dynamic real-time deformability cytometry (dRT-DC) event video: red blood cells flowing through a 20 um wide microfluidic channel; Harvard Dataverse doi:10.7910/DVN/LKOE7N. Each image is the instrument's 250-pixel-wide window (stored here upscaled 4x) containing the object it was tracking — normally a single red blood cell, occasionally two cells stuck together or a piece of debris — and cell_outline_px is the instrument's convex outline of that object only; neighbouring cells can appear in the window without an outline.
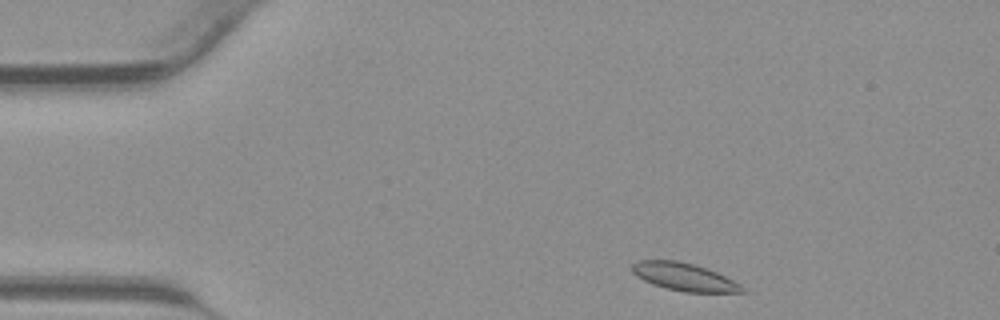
{"species": "common noctule bat (a hibernating species)", "species_latin": "Nyctalus noctula", "temperature_condition": "warm", "stored_images_in_passage": 37, "camera_frame_rate_fps": 3000, "um_per_image_px": 0.085, "animal": {"sex": "male", "body_mass_g": 23.1, "forearm_length_mm": 52.7}, "frame": {"image": 1, "passage_image": 1, "time_ms": 0.0, "image_size_px": [1000, 320], "cell_outline_px": [[748, 292], [684, 292], [652, 284], [636, 276], [632, 272], [632, 264], [636, 260], [676, 260], [692, 264], [716, 272], [740, 284]], "centroid_in_image_um": [58.12, 23.53], "position_along_channel_um": 26.9, "area_um2": 17.57}}
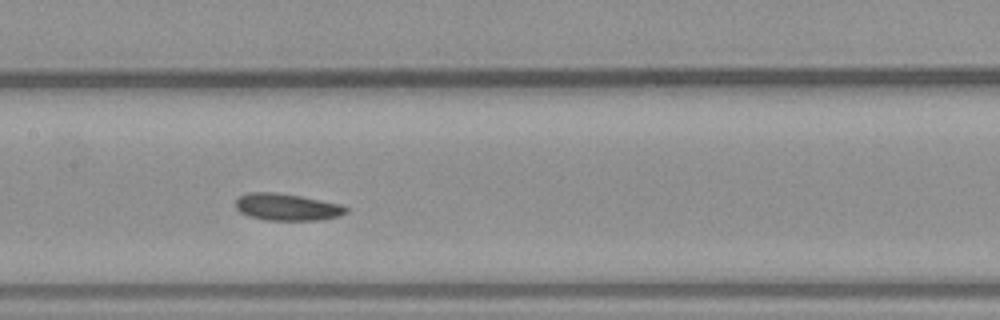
{"frame": {"image": 2, "passage_image": 15, "time_ms": 4.667, "image_size_px": [1000, 320], "cell_outline_px": [[348, 212], [340, 216], [320, 220], [268, 220], [248, 216], [240, 212], [236, 208], [236, 200], [240, 196], [248, 192], [272, 192], [300, 196], [344, 204], [348, 208]], "centroid_in_image_um": [24.44, 17.6], "position_along_channel_um": 183.0, "area_um2": 17.46}}
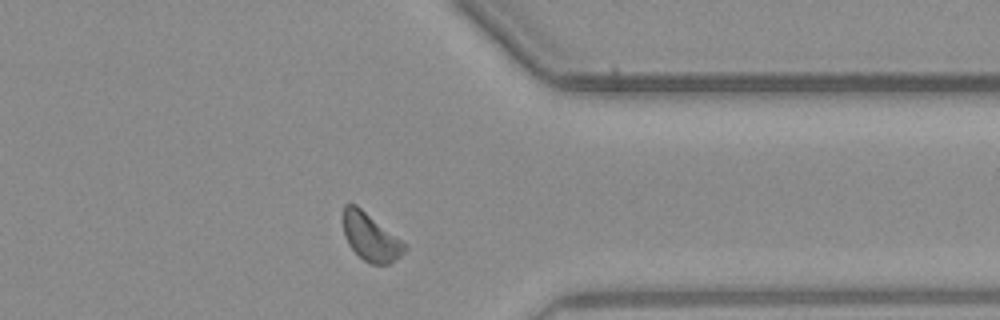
{"frame": {"image": 3, "passage_image": 28, "time_ms": 9.0, "image_size_px": [1000, 320], "cell_outline_px": [[408, 248], [400, 256], [388, 264], [372, 264], [364, 260], [348, 244], [344, 236], [340, 216], [344, 204], [356, 204], [408, 244]], "centroid_in_image_um": [31.47, 20.11], "position_along_channel_um": 379.9, "area_um2": 17.46}}